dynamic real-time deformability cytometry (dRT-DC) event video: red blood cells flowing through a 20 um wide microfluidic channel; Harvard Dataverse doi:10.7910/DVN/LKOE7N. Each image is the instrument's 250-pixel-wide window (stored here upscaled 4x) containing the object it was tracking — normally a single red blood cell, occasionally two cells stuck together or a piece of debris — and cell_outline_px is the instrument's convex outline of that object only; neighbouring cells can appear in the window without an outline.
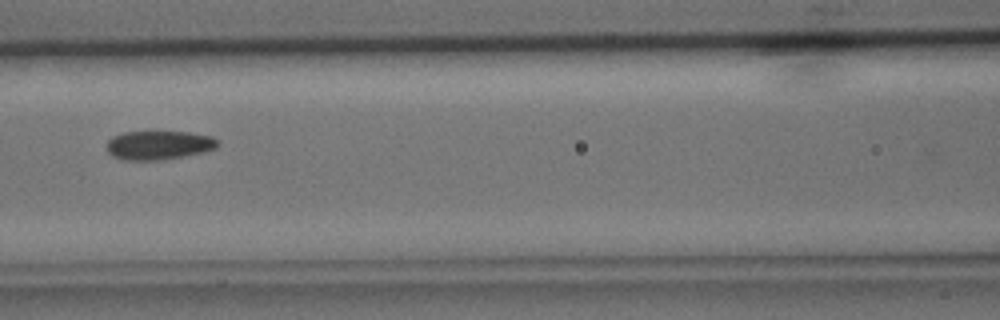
{"species": "common noctule bat (a hibernating species)", "species_latin": "Nyctalus noctula", "temperature_condition": "cold", "stored_images_in_passage": 7, "camera_frame_rate_fps": 3000, "um_per_image_px": 0.085, "animal": {"sex": "male", "body_mass_g": 15.6}, "frame": {"image": 1, "passage_image": 7, "time_ms": 7.0, "image_size_px": [1000, 320], "cell_outline_px": [[220, 144], [216, 148], [200, 152], [160, 160], [120, 160], [112, 156], [108, 152], [108, 140], [112, 136], [124, 132], [188, 132], [212, 136], [220, 140]], "centroid_in_image_um": [13.49, 12.33], "position_along_channel_um": 153.1, "area_um2": 18.61}}